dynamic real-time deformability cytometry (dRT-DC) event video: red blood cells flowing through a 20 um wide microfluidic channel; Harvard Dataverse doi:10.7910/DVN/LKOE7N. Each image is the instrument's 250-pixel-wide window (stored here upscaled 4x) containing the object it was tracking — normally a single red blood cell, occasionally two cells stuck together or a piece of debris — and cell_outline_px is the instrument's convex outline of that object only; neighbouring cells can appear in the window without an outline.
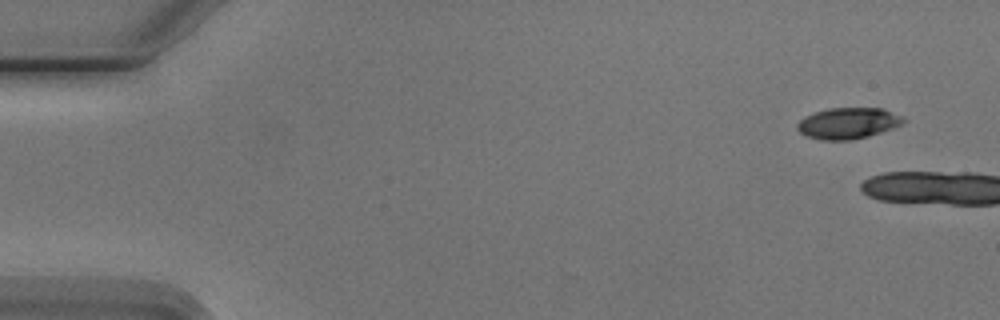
{"species": "Egyptian fruit bat (a non-hibernating species)", "species_latin": "Rousettus aegyptiacus", "temperature_condition": "cold", "stored_images_in_passage": 2, "camera_frame_rate_fps": 3000, "um_per_image_px": 0.085, "animal": {"sex": "male"}, "frame": {"image": 1, "passage_image": 1, "time_ms": 0.0, "image_size_px": [1000, 320], "cell_outline_px": [[904, 120], [900, 124], [892, 128], [868, 136], [852, 140], [820, 140], [808, 136], [800, 132], [796, 128], [796, 124], [804, 116], [828, 108], [880, 108], [904, 116]], "centroid_in_image_um": [72.05, 10.47], "position_along_channel_um": 12.9, "area_um2": 19.13}}